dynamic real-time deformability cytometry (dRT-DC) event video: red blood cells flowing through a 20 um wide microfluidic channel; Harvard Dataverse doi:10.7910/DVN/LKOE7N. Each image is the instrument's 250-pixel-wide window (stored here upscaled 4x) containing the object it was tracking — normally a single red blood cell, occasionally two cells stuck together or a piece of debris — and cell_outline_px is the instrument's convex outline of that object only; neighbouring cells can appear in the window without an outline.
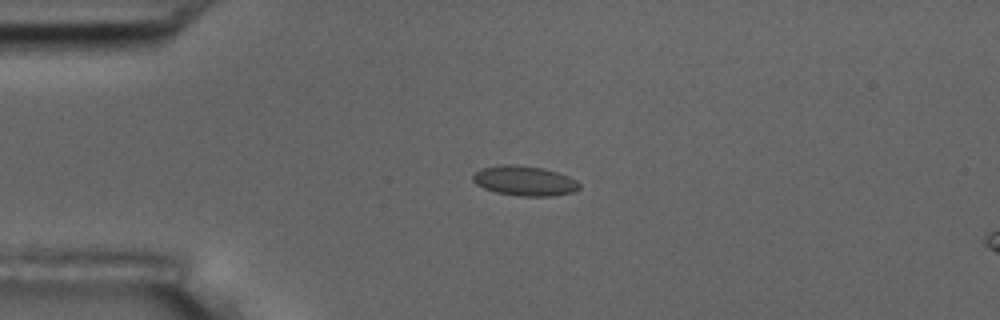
{"species": "common noctule bat (a hibernating species)", "species_latin": "Nyctalus noctula", "temperature_condition": "room temperature", "stored_images_in_passage": 6, "segment_of_instrument_passage": [1, 2], "camera_frame_rate_fps": 3000, "um_per_image_px": 0.085, "animal": {"sex": "male", "body_mass_g": 17.5, "forearm_length_mm": 52.3}, "frame": {"image": 1, "passage_image": 4, "time_ms": 1.0, "image_size_px": [1000, 320], "cell_outline_px": [[580, 188], [572, 192], [552, 196], [520, 196], [496, 192], [484, 188], [476, 184], [472, 180], [472, 176], [480, 168], [500, 164], [516, 164], [544, 168], [568, 176], [576, 180], [580, 184]], "centroid_in_image_um": [44.56, 15.36], "position_along_channel_um": 40.4, "area_um2": 18.61}}